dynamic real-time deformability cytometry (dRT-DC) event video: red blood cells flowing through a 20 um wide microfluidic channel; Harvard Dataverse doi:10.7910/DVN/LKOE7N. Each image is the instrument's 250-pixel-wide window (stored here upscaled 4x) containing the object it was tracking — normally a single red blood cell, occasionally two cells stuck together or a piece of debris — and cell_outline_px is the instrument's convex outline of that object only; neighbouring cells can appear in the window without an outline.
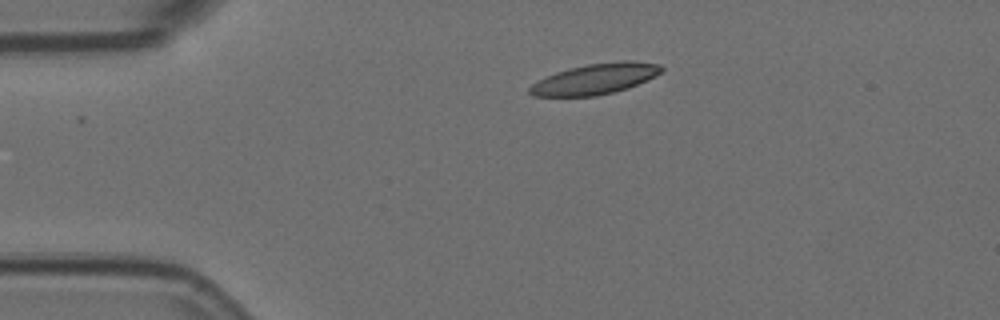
{"species": "Egyptian fruit bat (a non-hibernating species)", "species_latin": "Rousettus aegyptiacus", "temperature_condition": "room temperature", "stored_images_in_passage": 4, "camera_frame_rate_fps": 3000, "um_per_image_px": 0.085, "animal": {"sex": "female"}, "frame": {"image": 1, "passage_image": 4, "time_ms": 1.0, "image_size_px": [1000, 320], "cell_outline_px": [[664, 68], [656, 76], [628, 88], [596, 96], [532, 96], [528, 92], [528, 88], [532, 84], [544, 76], [568, 68], [588, 64], [620, 60], [632, 60], [660, 64]], "centroid_in_image_um": [50.58, 6.7], "position_along_channel_um": 34.4, "area_um2": 23.7}}